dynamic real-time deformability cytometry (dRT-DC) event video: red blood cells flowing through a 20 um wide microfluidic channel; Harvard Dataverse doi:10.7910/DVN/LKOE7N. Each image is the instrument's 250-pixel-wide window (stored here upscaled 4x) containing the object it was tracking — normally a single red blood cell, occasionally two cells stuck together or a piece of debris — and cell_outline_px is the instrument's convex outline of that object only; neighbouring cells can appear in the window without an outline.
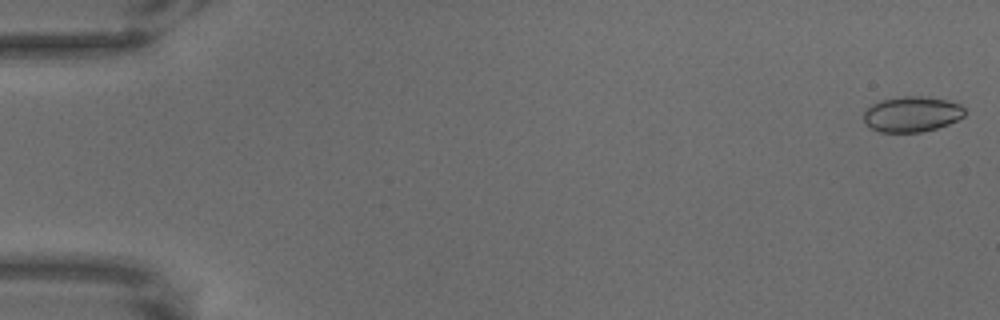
{"species": "common noctule bat (a hibernating species)", "species_latin": "Nyctalus noctula", "temperature_condition": "warm", "stored_images_in_passage": 68, "camera_frame_rate_fps": 3000, "um_per_image_px": 0.085, "animal": {"sex": "male", "body_mass_g": 18.8}, "frame": {"image": 1, "passage_image": 2, "time_ms": 0.333, "image_size_px": [1000, 320], "cell_outline_px": [[964, 116], [948, 124], [936, 128], [920, 132], [880, 132], [864, 124], [864, 112], [872, 104], [880, 100], [900, 96], [928, 96], [948, 100], [960, 104], [964, 108]], "centroid_in_image_um": [77.5, 9.69], "position_along_channel_um": 7.5, "area_um2": 20.98}}
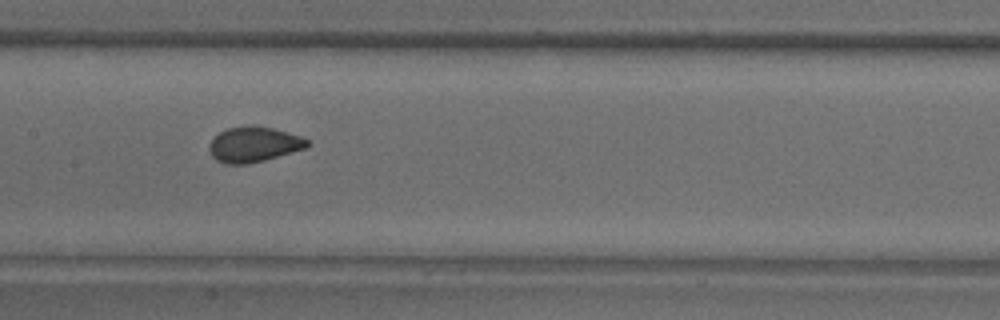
{"frame": {"image": 2, "passage_image": 35, "time_ms": 11.333, "image_size_px": [1000, 320], "cell_outline_px": [[312, 144], [304, 148], [292, 152], [264, 160], [248, 164], [224, 164], [216, 160], [212, 156], [208, 148], [208, 144], [220, 132], [228, 128], [252, 124], [272, 128], [300, 136], [308, 140]], "centroid_in_image_um": [21.55, 12.27], "position_along_channel_um": 185.8, "area_um2": 20.17}}
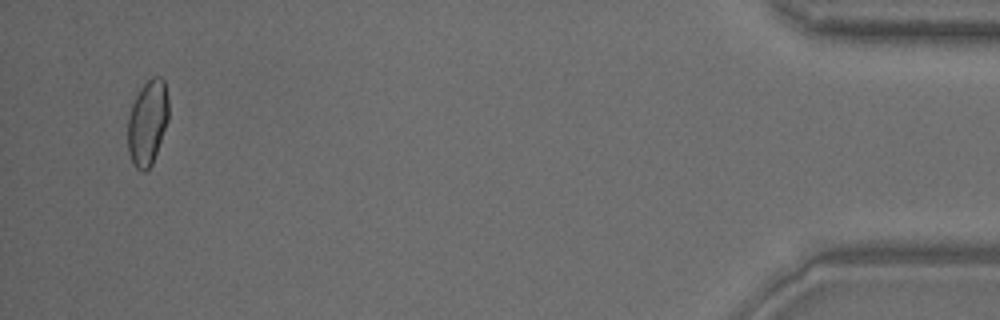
{"frame": {"image": 3, "passage_image": 66, "time_ms": 21.667, "image_size_px": [1000, 320], "cell_outline_px": [[168, 120], [152, 164], [144, 172], [136, 168], [132, 164], [128, 152], [128, 116], [132, 104], [140, 88], [152, 76], [160, 76], [164, 80], [168, 96]], "centroid_in_image_um": [12.54, 10.41], "position_along_channel_um": 422.7, "area_um2": 20.29}}